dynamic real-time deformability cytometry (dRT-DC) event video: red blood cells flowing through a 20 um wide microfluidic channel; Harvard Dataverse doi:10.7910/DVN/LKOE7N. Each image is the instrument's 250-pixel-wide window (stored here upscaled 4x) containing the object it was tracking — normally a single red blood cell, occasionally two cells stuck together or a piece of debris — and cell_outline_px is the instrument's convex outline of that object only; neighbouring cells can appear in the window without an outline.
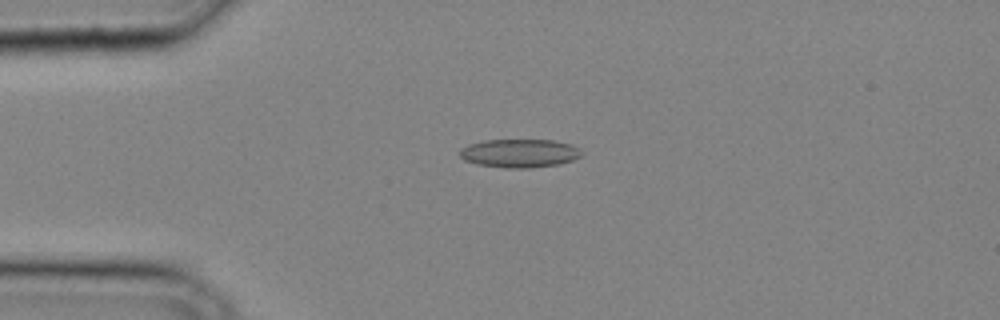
{"species": "common noctule bat (a hibernating species)", "species_latin": "Nyctalus noctula", "temperature_condition": "cold", "stored_images_in_passage": 35, "camera_frame_rate_fps": 3000, "um_per_image_px": 0.085, "animal": {"sex": "male", "body_mass_g": 20.4}, "frame": {"image": 1, "passage_image": 9, "time_ms": 2.667, "image_size_px": [1000, 320], "cell_outline_px": [[584, 152], [580, 156], [572, 160], [560, 164], [532, 168], [504, 168], [476, 164], [464, 160], [460, 156], [460, 148], [468, 144], [484, 140], [552, 140], [572, 144], [580, 148]], "centroid_in_image_um": [44.17, 13.03], "position_along_channel_um": 40.8, "area_um2": 20.46}}
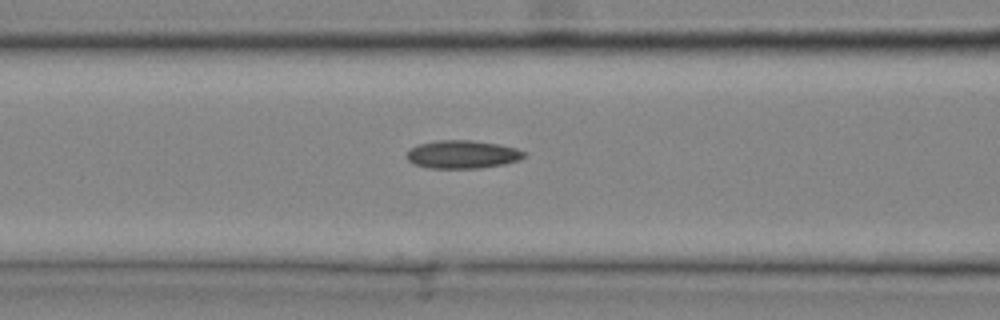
{"frame": {"image": 2, "passage_image": 15, "time_ms": 4.667, "image_size_px": [1000, 320], "cell_outline_px": [[528, 156], [520, 160], [504, 164], [480, 168], [428, 168], [416, 164], [408, 160], [404, 156], [408, 148], [420, 144], [436, 140], [472, 140], [500, 144], [516, 148], [524, 152]], "centroid_in_image_um": [39.3, 13.12], "position_along_channel_um": 127.3, "area_um2": 19.48}}
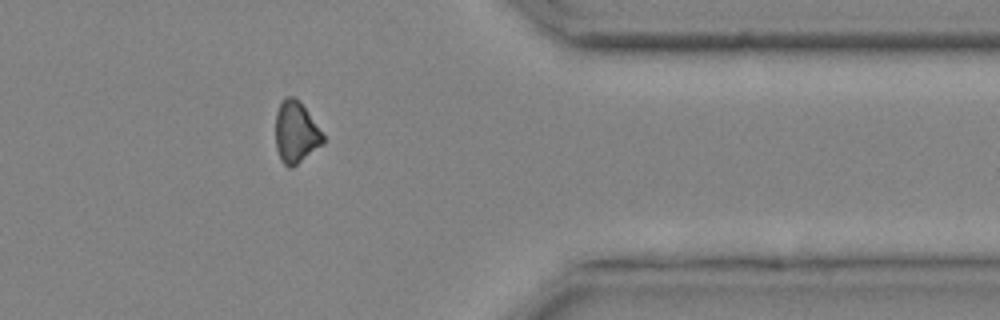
{"frame": {"image": 3, "passage_image": 30, "time_ms": 9.667, "image_size_px": [1000, 320], "cell_outline_px": [[324, 144], [292, 168], [288, 168], [280, 160], [276, 148], [276, 112], [284, 96], [292, 96], [300, 100], [324, 136]], "centroid_in_image_um": [25.14, 11.26], "position_along_channel_um": 386.3, "area_um2": 17.17}}